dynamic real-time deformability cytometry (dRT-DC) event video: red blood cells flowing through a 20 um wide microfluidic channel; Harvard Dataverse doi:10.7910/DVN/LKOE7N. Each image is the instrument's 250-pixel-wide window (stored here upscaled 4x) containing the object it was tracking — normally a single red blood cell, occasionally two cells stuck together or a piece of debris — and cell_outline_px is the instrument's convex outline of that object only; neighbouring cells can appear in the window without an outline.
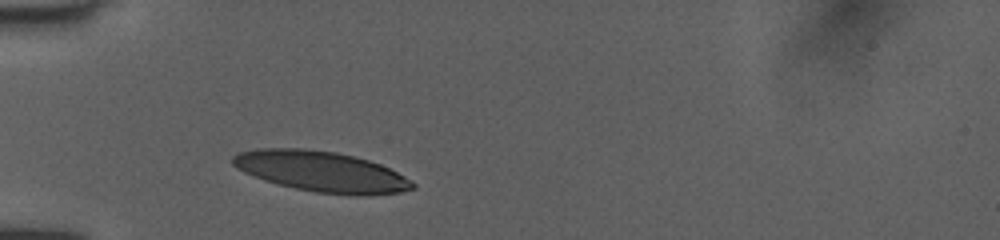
{"species": "human", "species_latin": "Homo sapiens", "temperature_condition": "room temperature", "stored_images_in_passage": 29, "camera_frame_rate_fps": 3000, "um_per_image_px": 0.085, "donor": {"sex": "female"}, "frame": {"image": 1, "passage_image": 1, "time_ms": 0.0, "image_size_px": [1000, 240], "cell_outline_px": [[416, 188], [400, 192], [372, 196], [352, 196], [316, 192], [296, 188], [264, 180], [244, 172], [236, 168], [232, 164], [232, 156], [240, 152], [260, 148], [304, 148], [336, 152], [368, 160], [380, 164], [412, 180], [416, 184]], "centroid_in_image_um": [27.34, 14.59], "position_along_channel_um": 57.7, "area_um2": 42.6}}
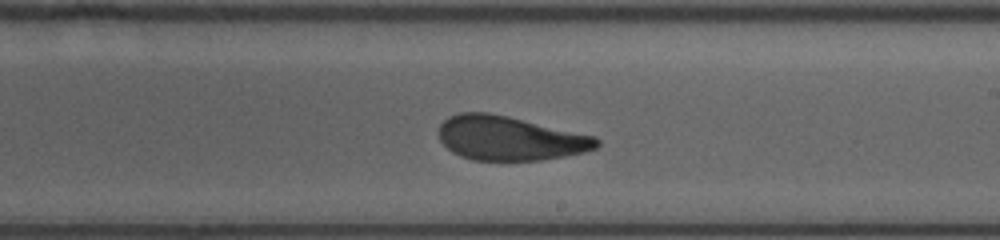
{"frame": {"image": 2, "passage_image": 16, "time_ms": 5.0, "image_size_px": [1000, 240], "cell_outline_px": [[600, 144], [596, 148], [584, 152], [564, 156], [540, 160], [472, 160], [460, 156], [452, 152], [440, 140], [440, 124], [448, 116], [460, 112], [488, 112], [508, 116], [596, 136], [600, 140]], "centroid_in_image_um": [43.34, 11.74], "position_along_channel_um": 245.7, "area_um2": 40.69}}
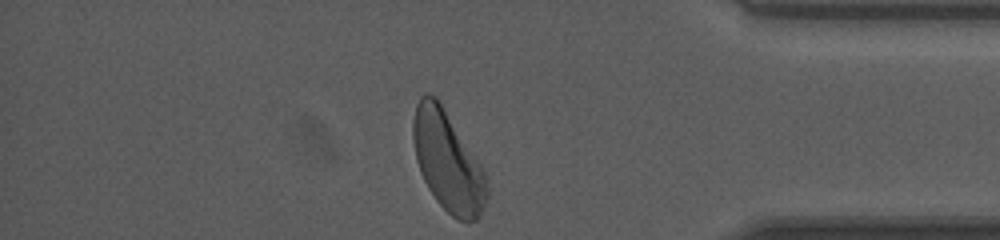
{"frame": {"image": 3, "passage_image": 29, "time_ms": 9.333, "image_size_px": [1000, 240], "cell_outline_px": [[488, 196], [480, 216], [476, 220], [456, 220], [436, 200], [428, 188], [420, 172], [416, 160], [412, 140], [412, 120], [416, 104], [420, 96], [424, 92], [428, 92], [436, 96], [480, 164], [484, 172], [488, 188]], "centroid_in_image_um": [38.02, 13.7], "position_along_channel_um": 397.2, "area_um2": 42.77}, "authors_computed_cell_mechanics": {"area_um2": 41.3848, "velocity_mm_per_s": 4.0036, "shape_relaxation_time_tau1_ms": 2.9235, "shape_relaxation_time_tau2_ms": 1.1926, "deformation_change_tau1": 0.149, "deformation_change_tau2": 0.0784}}